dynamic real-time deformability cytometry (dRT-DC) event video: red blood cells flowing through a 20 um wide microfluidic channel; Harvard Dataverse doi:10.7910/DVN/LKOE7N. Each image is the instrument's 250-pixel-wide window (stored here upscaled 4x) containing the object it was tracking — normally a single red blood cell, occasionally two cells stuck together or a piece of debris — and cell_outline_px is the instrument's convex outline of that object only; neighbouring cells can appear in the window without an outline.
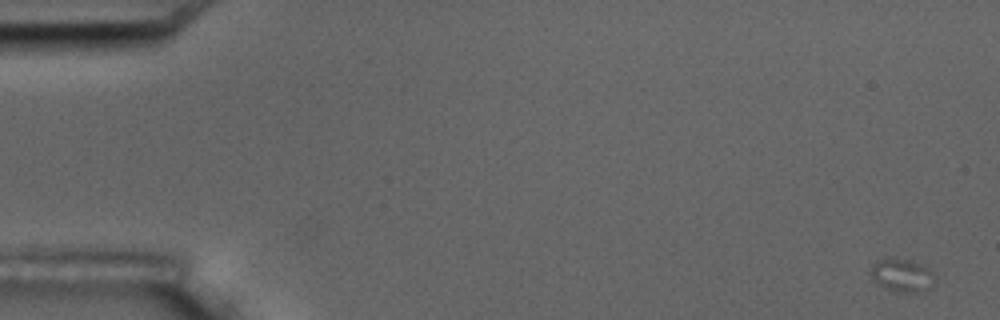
{"species": "common noctule bat (a hibernating species)", "species_latin": "Nyctalus noctula", "temperature_condition": "room temperature", "stored_images_in_passage": 6, "camera_frame_rate_fps": 3000, "um_per_image_px": 0.085, "animal": {"sex": "male", "body_mass_g": 17.5, "forearm_length_mm": 52.3}, "frame": {"image": 1, "passage_image": 1, "time_ms": 0.0, "image_size_px": [1000, 320], "cell_outline_px": [[936, 284], [916, 292], [896, 292], [880, 284], [872, 276], [872, 268], [880, 260], [892, 256], [912, 260], [924, 264], [932, 272], [936, 280]], "centroid_in_image_um": [76.76, 23.36], "position_along_channel_um": 8.2, "area_um2": 12.2}}
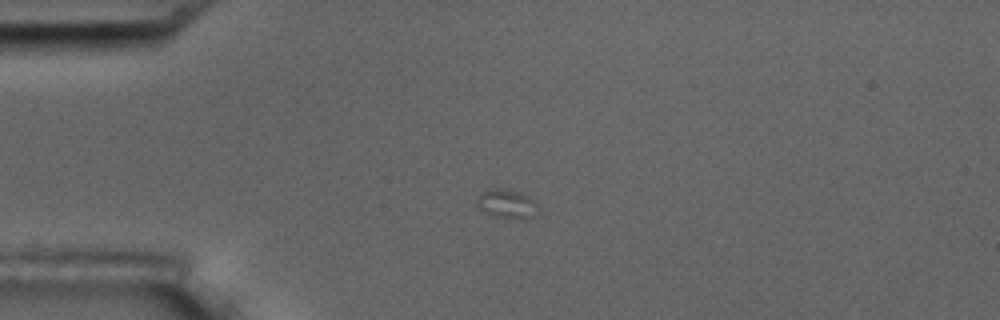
{"frame": {"image": 2, "passage_image": 5, "time_ms": 4.667, "image_size_px": [1000, 320], "cell_outline_px": [[540, 208], [528, 220], [520, 220], [496, 216], [484, 212], [476, 204], [476, 196], [480, 192], [488, 188], [500, 188], [520, 192], [528, 196]], "centroid_in_image_um": [43.06, 17.33], "position_along_channel_um": 41.9, "area_um2": 10.58}}